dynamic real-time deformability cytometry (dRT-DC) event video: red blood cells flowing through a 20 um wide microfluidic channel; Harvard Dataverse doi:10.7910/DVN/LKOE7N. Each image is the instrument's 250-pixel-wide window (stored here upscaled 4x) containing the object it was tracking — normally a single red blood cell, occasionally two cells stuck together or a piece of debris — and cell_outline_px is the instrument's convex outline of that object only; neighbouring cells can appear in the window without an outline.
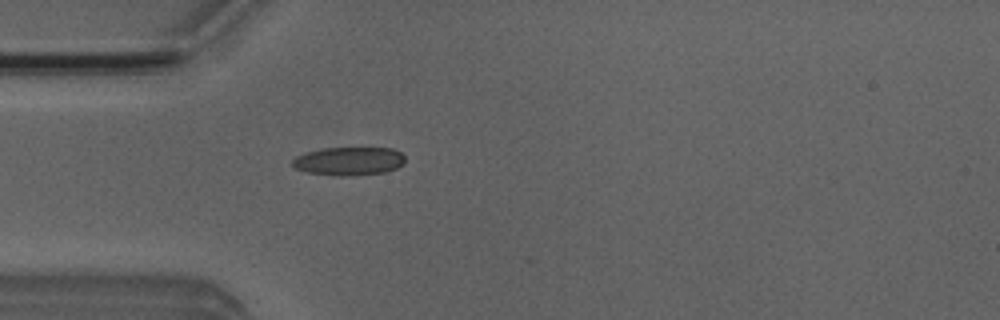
{"species": "Egyptian fruit bat (a non-hibernating species)", "species_latin": "Rousettus aegyptiacus", "temperature_condition": "room temperature", "stored_images_in_passage": 4, "camera_frame_rate_fps": 3000, "um_per_image_px": 0.085, "animal": {"sex": "male"}, "frame": {"image": 1, "passage_image": 4, "time_ms": 3.333, "image_size_px": [1000, 320], "cell_outline_px": [[404, 164], [396, 168], [384, 172], [352, 176], [344, 176], [308, 172], [296, 168], [292, 164], [292, 160], [296, 156], [308, 152], [324, 148], [392, 148], [400, 152], [404, 156]], "centroid_in_image_um": [29.69, 13.69], "position_along_channel_um": 55.3, "area_um2": 18.44}}